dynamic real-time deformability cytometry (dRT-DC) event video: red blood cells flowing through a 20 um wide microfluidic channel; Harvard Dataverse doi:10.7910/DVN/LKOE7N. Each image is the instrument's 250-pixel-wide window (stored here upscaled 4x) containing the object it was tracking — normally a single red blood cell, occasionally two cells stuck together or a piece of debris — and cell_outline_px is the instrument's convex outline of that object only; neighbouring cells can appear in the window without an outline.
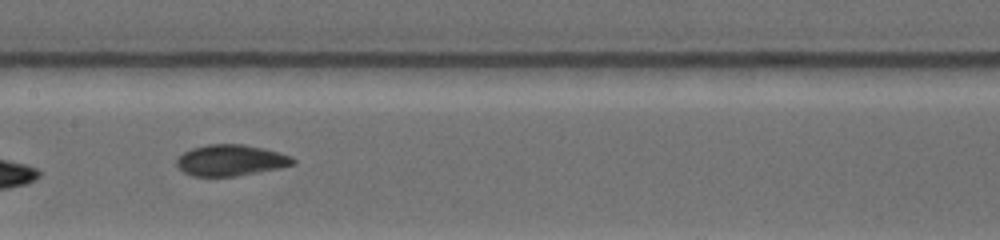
{"species": "common noctule bat (a hibernating species)", "species_latin": "Nyctalus noctula", "temperature_condition": "warm", "stored_images_in_passage": 24, "camera_frame_rate_fps": 4500, "um_per_image_px": 0.085, "animal": {"sex": "female", "body_mass_g": 19.0, "forearm_length_mm": 53.3}, "frame": {"image": 1, "passage_image": 8, "time_ms": 4.222, "image_size_px": [1000, 240], "cell_outline_px": [[296, 160], [292, 164], [280, 168], [236, 176], [192, 176], [184, 172], [176, 164], [176, 160], [184, 152], [196, 148], [212, 144], [236, 144], [260, 148], [276, 152], [288, 156]], "centroid_in_image_um": [19.58, 13.64], "position_along_channel_um": 187.8, "area_um2": 20.46}}
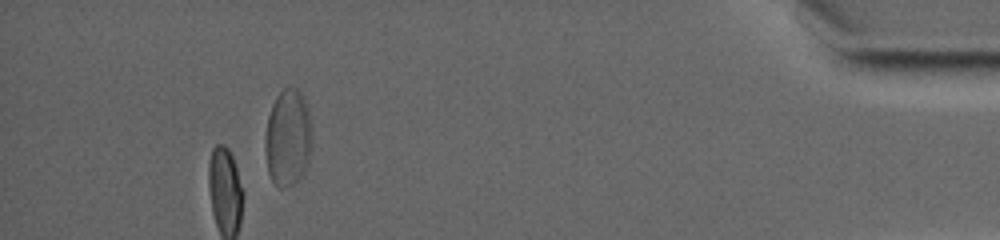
{"frame": {"image": 2, "passage_image": 17, "time_ms": 12.222, "image_size_px": [1000, 240], "cell_outline_px": [[312, 144], [308, 160], [304, 172], [292, 184], [284, 188], [280, 188], [272, 180], [268, 172], [264, 148], [264, 136], [268, 116], [272, 104], [276, 96], [288, 84], [296, 88], [304, 96], [312, 128]], "centroid_in_image_um": [24.46, 11.67], "position_along_channel_um": 410.7, "area_um2": 26.88}}